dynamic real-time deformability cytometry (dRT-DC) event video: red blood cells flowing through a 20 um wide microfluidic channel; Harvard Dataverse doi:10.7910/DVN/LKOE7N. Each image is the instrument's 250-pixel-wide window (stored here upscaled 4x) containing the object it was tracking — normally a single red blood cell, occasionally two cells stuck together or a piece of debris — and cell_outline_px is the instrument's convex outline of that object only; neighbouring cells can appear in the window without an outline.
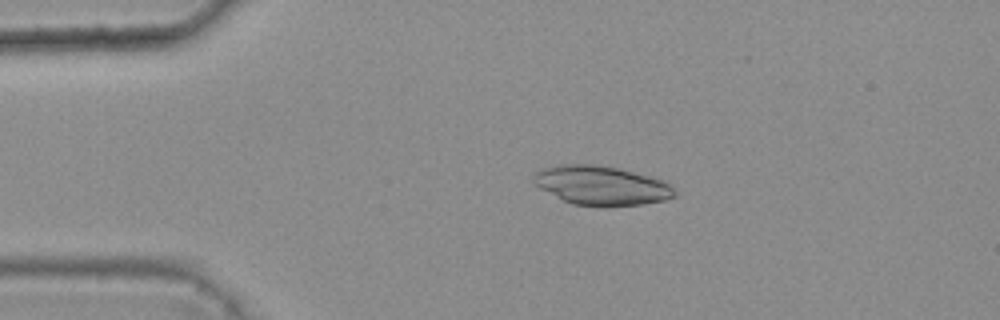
{"species": "common noctule bat (a hibernating species)", "species_latin": "Nyctalus noctula", "temperature_condition": "warm", "stored_images_in_passage": 5, "camera_frame_rate_fps": 3000, "um_per_image_px": 0.085, "animal": {"sex": "female", "body_mass_g": 25.1}, "frame": {"image": 1, "passage_image": 3, "time_ms": 0.667, "image_size_px": [1000, 320], "cell_outline_px": [[676, 196], [664, 200], [644, 204], [608, 208], [604, 208], [572, 204], [540, 188], [532, 180], [532, 176], [540, 168], [560, 164], [596, 164], [620, 168], [664, 180], [676, 192]], "centroid_in_image_um": [51.12, 15.78], "position_along_channel_um": 33.9, "area_um2": 32.71}}
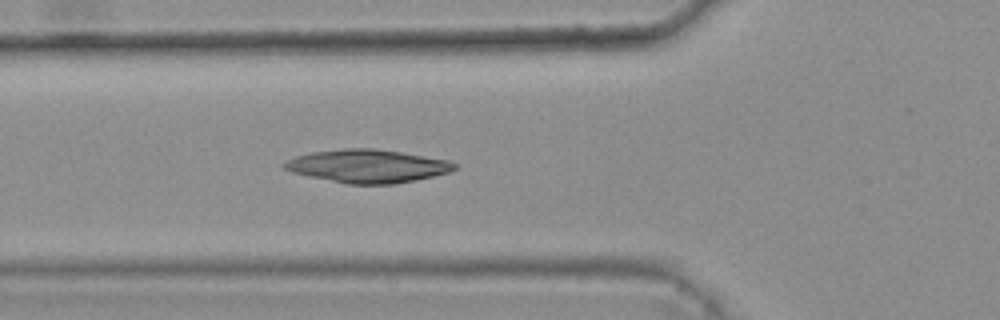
{"frame": {"image": 2, "passage_image": 5, "time_ms": 1.333, "image_size_px": [1000, 320], "cell_outline_px": [[456, 168], [448, 172], [416, 180], [392, 184], [348, 184], [292, 172], [284, 168], [280, 164], [296, 156], [312, 152], [344, 148], [376, 148], [448, 160], [456, 164]], "centroid_in_image_um": [31.22, 14.11], "position_along_channel_um": 94.6, "area_um2": 32.54}}